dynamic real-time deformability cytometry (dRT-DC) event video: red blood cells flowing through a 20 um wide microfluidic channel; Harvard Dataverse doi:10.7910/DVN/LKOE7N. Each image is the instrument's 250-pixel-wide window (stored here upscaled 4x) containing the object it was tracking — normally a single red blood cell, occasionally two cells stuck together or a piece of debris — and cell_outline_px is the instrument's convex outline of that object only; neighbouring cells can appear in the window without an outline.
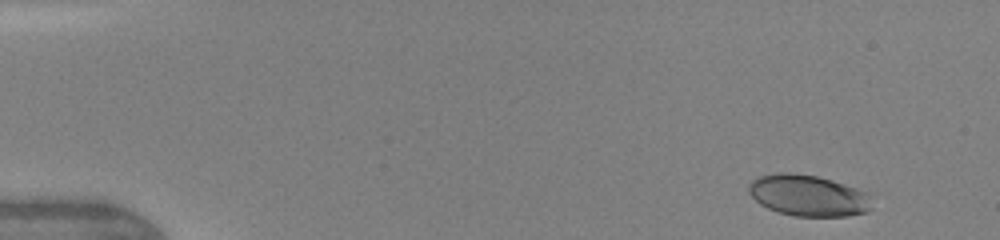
{"species": "human", "species_latin": "Homo sapiens", "temperature_condition": "warm", "stored_images_in_passage": 6, "camera_frame_rate_fps": 3000, "um_per_image_px": 0.085, "donor": {"sex": "female"}, "frame": {"image": 1, "passage_image": 2, "time_ms": 0.667, "image_size_px": [1000, 240], "cell_outline_px": [[872, 208], [868, 212], [848, 216], [792, 216], [776, 212], [760, 204], [748, 192], [748, 184], [752, 180], [760, 176], [780, 172], [788, 172], [816, 176], [832, 180], [868, 192]], "centroid_in_image_um": [68.7, 16.63], "position_along_channel_um": 16.3, "area_um2": 29.77}}
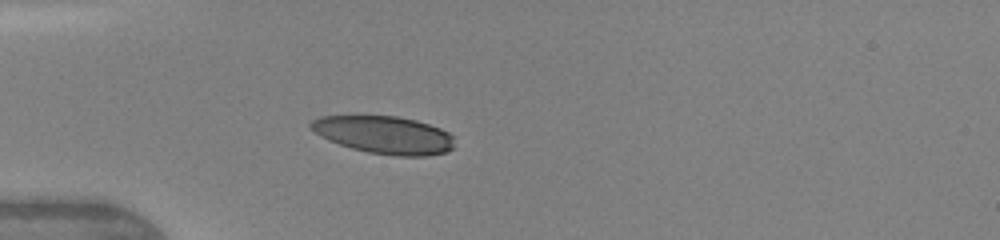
{"frame": {"image": 2, "passage_image": 6, "time_ms": 4.0, "image_size_px": [1000, 240], "cell_outline_px": [[452, 148], [448, 152], [428, 156], [396, 156], [368, 152], [352, 148], [328, 140], [320, 136], [308, 128], [308, 124], [312, 120], [320, 116], [396, 116], [416, 120], [440, 128], [448, 132], [452, 136]], "centroid_in_image_um": [32.63, 11.46], "position_along_channel_um": 52.4, "area_um2": 31.56}}